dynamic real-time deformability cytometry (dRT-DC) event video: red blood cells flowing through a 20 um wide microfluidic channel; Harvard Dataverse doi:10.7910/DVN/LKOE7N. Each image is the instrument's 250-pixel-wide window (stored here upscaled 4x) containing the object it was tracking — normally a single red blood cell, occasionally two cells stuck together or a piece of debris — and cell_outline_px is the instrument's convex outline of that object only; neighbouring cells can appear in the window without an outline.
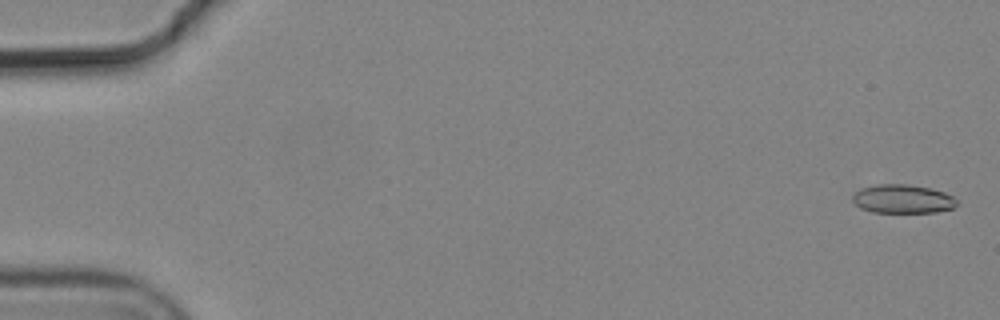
{"species": "common noctule bat (a hibernating species)", "species_latin": "Nyctalus noctula", "temperature_condition": "cold", "stored_images_in_passage": 7, "camera_frame_rate_fps": 3000, "um_per_image_px": 0.085, "animal": {"sex": "male", "body_mass_g": 19.2, "forearm_length_mm": 51.8}, "frame": {"image": 1, "passage_image": 1, "time_ms": 0.0, "image_size_px": [1000, 320], "cell_outline_px": [[956, 204], [952, 208], [936, 212], [872, 212], [860, 208], [852, 200], [852, 196], [860, 188], [876, 184], [908, 184], [932, 188], [944, 192], [952, 196], [956, 200]], "centroid_in_image_um": [76.7, 16.9], "position_along_channel_um": 8.3, "area_um2": 17.46}}
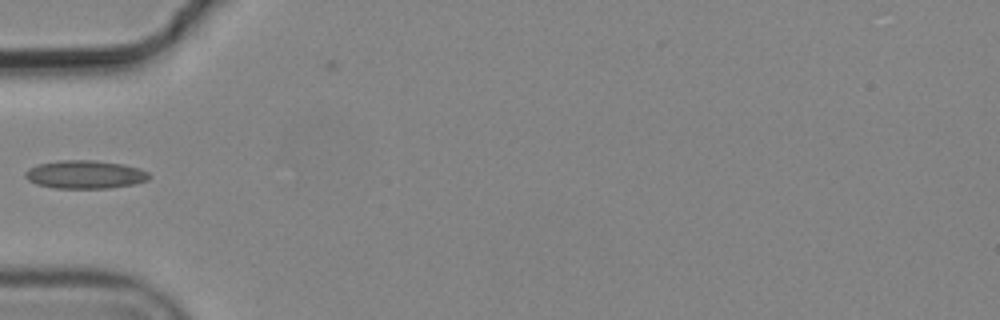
{"frame": {"image": 2, "passage_image": 6, "time_ms": 1.667, "image_size_px": [1000, 320], "cell_outline_px": [[152, 176], [148, 180], [136, 184], [108, 188], [56, 188], [36, 184], [28, 180], [24, 176], [24, 172], [28, 168], [36, 164], [60, 160], [92, 160], [124, 164], [140, 168], [148, 172]], "centroid_in_image_um": [7.24, 14.83], "position_along_channel_um": 77.8, "area_um2": 20.63}}
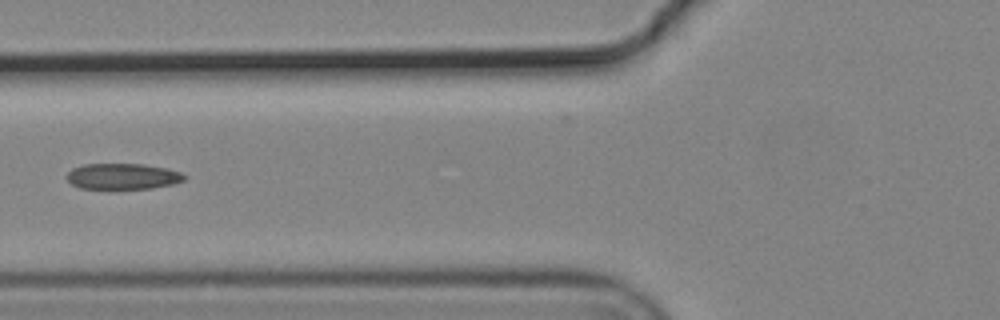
{"frame": {"image": 3, "passage_image": 7, "time_ms": 2.0, "image_size_px": [1000, 320], "cell_outline_px": [[188, 176], [184, 180], [172, 184], [152, 188], [80, 188], [72, 184], [64, 176], [72, 168], [84, 164], [144, 164], [168, 168], [180, 172]], "centroid_in_image_um": [10.43, 14.98], "position_along_channel_um": 115.4, "area_um2": 17.74}}